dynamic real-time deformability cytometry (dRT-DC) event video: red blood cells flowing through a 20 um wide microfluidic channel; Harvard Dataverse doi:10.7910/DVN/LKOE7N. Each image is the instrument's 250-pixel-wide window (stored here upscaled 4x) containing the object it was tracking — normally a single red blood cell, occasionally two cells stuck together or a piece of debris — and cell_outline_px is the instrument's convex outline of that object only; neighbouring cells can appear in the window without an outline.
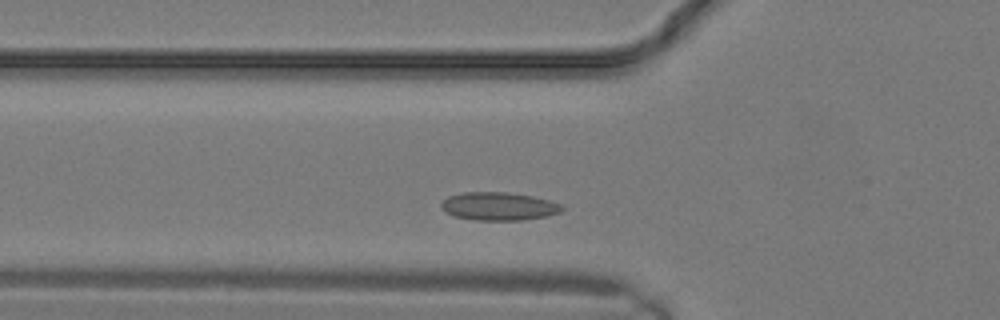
{"species": "common noctule bat (a hibernating species)", "species_latin": "Nyctalus noctula", "temperature_condition": "warm", "stored_images_in_passage": 10, "camera_frame_rate_fps": 3000, "um_per_image_px": 0.085, "animal": {"sex": "male", "body_mass_g": 19.2, "forearm_length_mm": 51.8}, "frame": {"image": 1, "passage_image": 3, "time_ms": 0.667, "image_size_px": [1000, 320], "cell_outline_px": [[564, 208], [560, 212], [548, 216], [524, 220], [476, 220], [456, 216], [440, 208], [440, 204], [448, 196], [464, 192], [508, 192], [532, 196], [548, 200], [560, 204]], "centroid_in_image_um": [42.41, 17.53], "position_along_channel_um": 83.4, "area_um2": 19.71}}
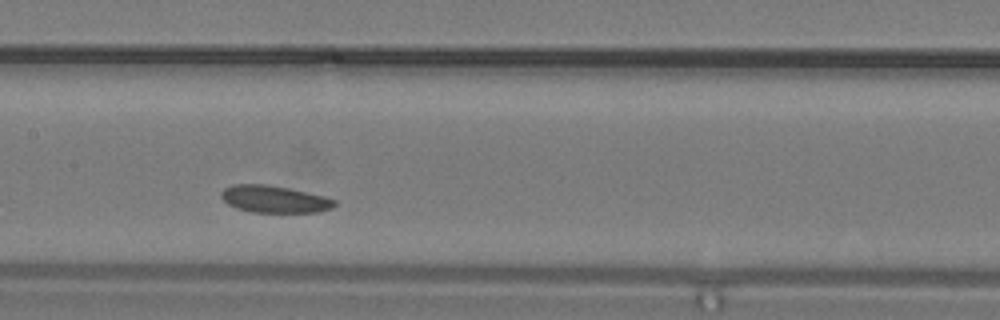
{"frame": {"image": 2, "passage_image": 7, "time_ms": 2.0, "image_size_px": [1000, 320], "cell_outline_px": [[336, 204], [332, 208], [320, 212], [252, 212], [236, 208], [228, 204], [220, 196], [220, 192], [224, 188], [232, 184], [268, 184], [288, 188], [324, 196], [336, 200]], "centroid_in_image_um": [23.3, 16.92], "position_along_channel_um": 184.1, "area_um2": 17.98}}
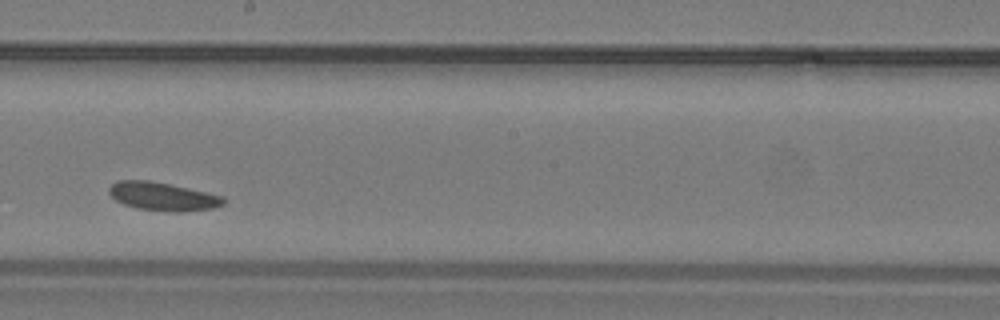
{"frame": {"image": 3, "passage_image": 9, "time_ms": 2.667, "image_size_px": [1000, 320], "cell_outline_px": [[224, 204], [216, 208], [180, 212], [172, 212], [136, 208], [124, 204], [116, 200], [108, 192], [108, 188], [116, 180], [148, 180], [168, 184], [224, 196]], "centroid_in_image_um": [13.83, 16.7], "position_along_channel_um": 234.4, "area_um2": 18.84}}